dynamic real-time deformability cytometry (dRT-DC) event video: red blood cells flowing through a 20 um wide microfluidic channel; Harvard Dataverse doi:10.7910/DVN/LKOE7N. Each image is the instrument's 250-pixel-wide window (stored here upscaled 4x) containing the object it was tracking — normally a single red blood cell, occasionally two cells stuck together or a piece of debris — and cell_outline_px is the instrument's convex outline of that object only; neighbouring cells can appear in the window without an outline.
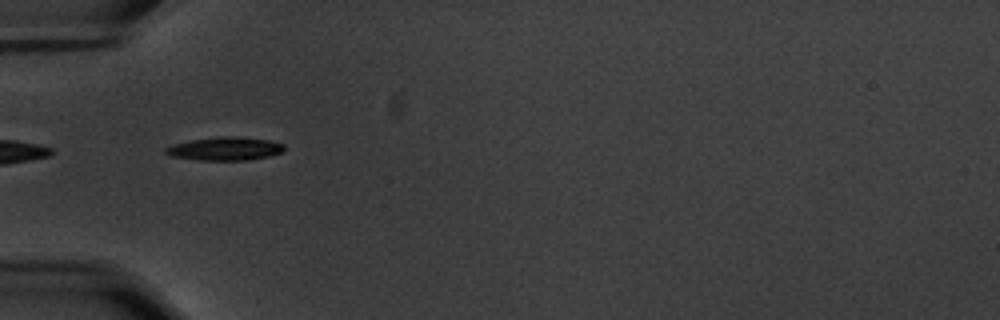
{"species": "common noctule bat (a hibernating species)", "species_latin": "Nyctalus noctula", "temperature_condition": "warm", "stored_images_in_passage": 40, "camera_frame_rate_fps": 3000, "um_per_image_px": 0.085, "animal": {"sex": "male", "body_mass_g": 20.1, "forearm_length_mm": 53.5}, "frame": {"image": 1, "passage_image": 1, "time_ms": 0.0, "image_size_px": [1000, 320], "cell_outline_px": [[284, 152], [268, 156], [248, 160], [200, 160], [172, 156], [164, 152], [164, 148], [172, 144], [192, 140], [220, 136], [236, 136], [268, 140], [284, 144]], "centroid_in_image_um": [19.13, 12.64], "position_along_channel_um": 65.9, "area_um2": 16.07}, "authors_computed_cell_mechanics": {"area_um2": 15.7794, "velocity_mm_per_s": 3.5313, "shape_relaxation_time_tau1_ms": 2.5697, "shape_relaxation_time_tau2_ms": null, "deformation_change_tau1": 0.1691, "deformation_change_tau2": null}}